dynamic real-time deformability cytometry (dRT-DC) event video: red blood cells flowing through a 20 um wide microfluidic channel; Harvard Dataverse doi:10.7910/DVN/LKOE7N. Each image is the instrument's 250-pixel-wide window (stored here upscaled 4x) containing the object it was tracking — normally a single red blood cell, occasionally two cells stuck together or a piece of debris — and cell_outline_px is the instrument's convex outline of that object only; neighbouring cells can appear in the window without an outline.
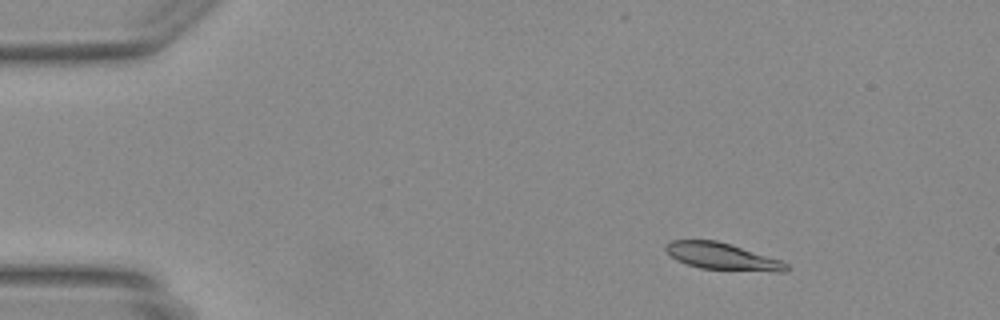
{"species": "Egyptian fruit bat (a non-hibernating species)", "species_latin": "Rousettus aegyptiacus", "temperature_condition": "warm", "stored_images_in_passage": 43, "camera_frame_rate_fps": 3000, "um_per_image_px": 0.085, "animal": {"sex": "female"}, "frame": {"image": 1, "passage_image": 2, "time_ms": 0.333, "image_size_px": [1000, 320], "cell_outline_px": [[788, 272], [776, 272], [700, 268], [676, 260], [664, 248], [664, 244], [672, 240], [716, 240], [732, 244], [780, 260], [788, 264]], "centroid_in_image_um": [61.4, 21.79], "position_along_channel_um": 23.6, "area_um2": 18.84}}
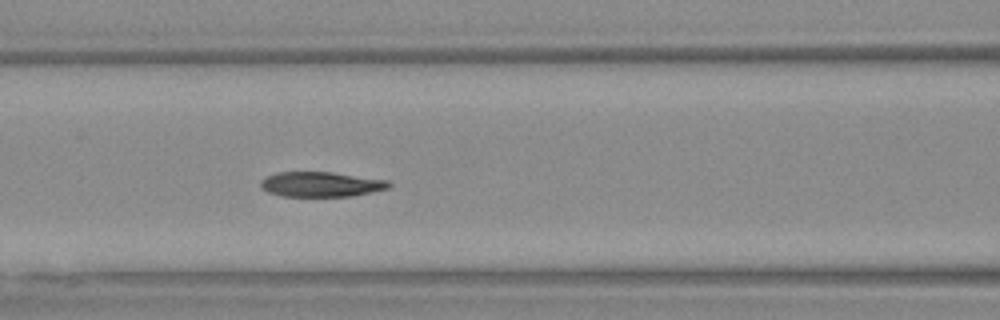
{"frame": {"image": 2, "passage_image": 16, "time_ms": 5.0, "image_size_px": [1000, 320], "cell_outline_px": [[392, 184], [388, 188], [352, 196], [284, 196], [268, 192], [260, 188], [260, 180], [264, 176], [276, 172], [332, 172], [388, 180]], "centroid_in_image_um": [27.24, 15.65], "position_along_channel_um": 139.4, "area_um2": 18.73}}
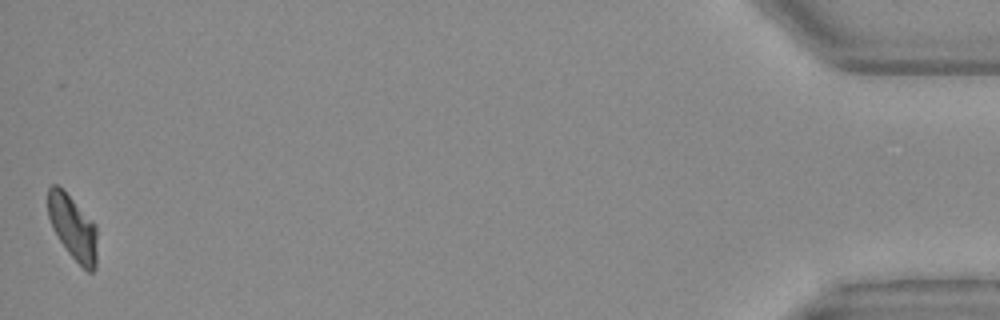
{"frame": {"image": 3, "passage_image": 43, "time_ms": 14.0, "image_size_px": [1000, 320], "cell_outline_px": [[96, 268], [92, 272], [88, 272], [68, 252], [60, 240], [48, 216], [48, 188], [52, 184], [56, 184], [96, 224]], "centroid_in_image_um": [6.2, 19.36], "position_along_channel_um": 429.0, "area_um2": 17.86}}